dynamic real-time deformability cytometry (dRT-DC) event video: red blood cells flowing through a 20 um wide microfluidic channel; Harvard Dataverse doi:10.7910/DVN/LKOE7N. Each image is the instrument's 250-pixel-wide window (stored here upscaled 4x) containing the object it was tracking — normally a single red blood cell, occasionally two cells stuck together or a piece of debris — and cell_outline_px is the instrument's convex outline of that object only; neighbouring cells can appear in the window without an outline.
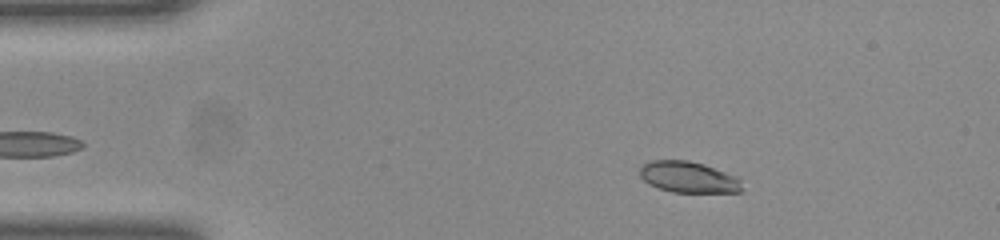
{"species": "common noctule bat (a hibernating species)", "species_latin": "Nyctalus noctula", "temperature_condition": "room temperature", "stored_images_in_passage": 48, "camera_frame_rate_fps": 3000, "um_per_image_px": 0.085, "animal": {"sex": "female", "body_mass_g": 23.0, "forearm_length_mm": 53.4}, "frame": {"image": 1, "passage_image": 6, "time_ms": 1.667, "image_size_px": [1000, 240], "cell_outline_px": [[740, 192], [672, 192], [648, 184], [640, 176], [640, 168], [644, 164], [652, 160], [688, 160], [704, 164], [736, 176], [740, 180]], "centroid_in_image_um": [58.49, 15.05], "position_along_channel_um": 26.5, "area_um2": 18.38}}
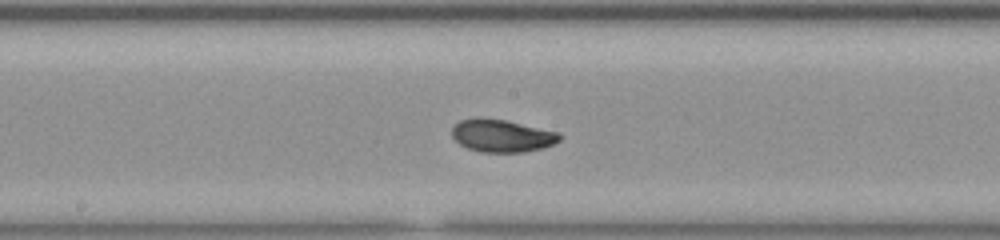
{"frame": {"image": 2, "passage_image": 24, "time_ms": 7.667, "image_size_px": [1000, 240], "cell_outline_px": [[560, 140], [552, 144], [540, 148], [524, 152], [480, 152], [468, 148], [460, 144], [452, 136], [452, 128], [460, 120], [476, 116], [480, 116], [504, 120], [560, 132]], "centroid_in_image_um": [42.62, 11.52], "position_along_channel_um": 205.6, "area_um2": 20.46}}
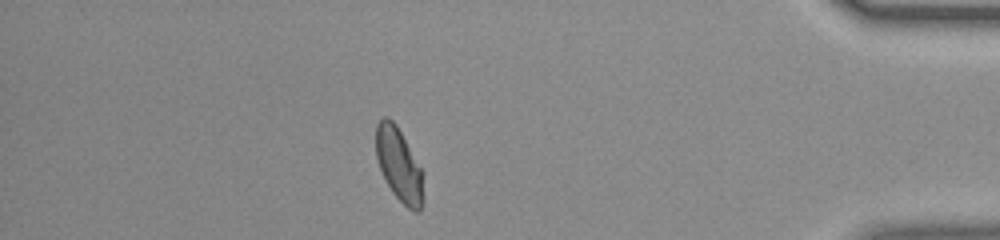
{"frame": {"image": 3, "passage_image": 42, "time_ms": 13.667, "image_size_px": [1000, 240], "cell_outline_px": [[424, 172], [420, 208], [416, 212], [408, 208], [392, 192], [380, 168], [376, 156], [376, 124], [384, 116], [388, 116], [396, 124]], "centroid_in_image_um": [33.91, 13.95], "position_along_channel_um": 401.3, "area_um2": 19.94}, "authors_computed_cell_mechanics": {"area_um2": 20.1722, "velocity_mm_per_s": 4.0076, "shape_relaxation_time_tau1_ms": 4.2704, "shape_relaxation_time_tau2_ms": 1.0105, "deformation_change_tau1": 0.1452, "deformation_change_tau2": 0.0503}}